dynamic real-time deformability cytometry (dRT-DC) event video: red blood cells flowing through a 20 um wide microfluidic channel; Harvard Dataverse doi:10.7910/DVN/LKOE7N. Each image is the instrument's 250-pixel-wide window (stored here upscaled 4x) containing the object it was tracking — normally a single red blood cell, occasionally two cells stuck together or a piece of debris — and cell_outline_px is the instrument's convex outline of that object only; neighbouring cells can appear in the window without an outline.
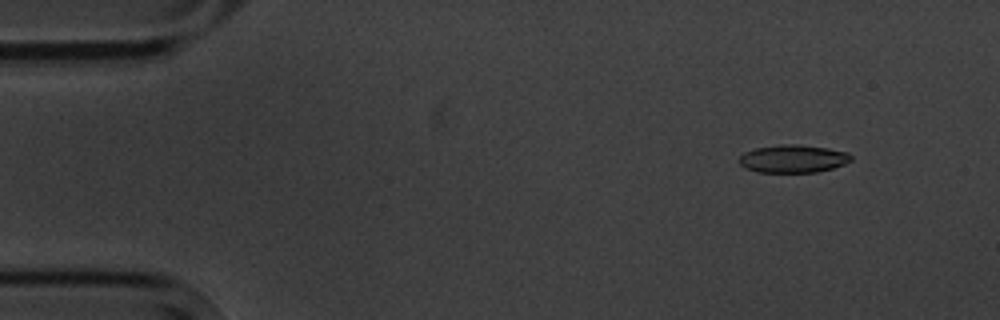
{"species": "common noctule bat (a hibernating species)", "species_latin": "Nyctalus noctula", "temperature_condition": "cold", "stored_images_in_passage": 6, "camera_frame_rate_fps": 3000, "um_per_image_px": 0.085, "animal": {"sex": "male", "body_mass_g": 20.1, "forearm_length_mm": 53.5}, "frame": {"image": 1, "passage_image": 2, "time_ms": 1.333, "image_size_px": [1000, 320], "cell_outline_px": [[852, 160], [844, 164], [832, 168], [816, 172], [756, 172], [744, 168], [736, 160], [744, 152], [756, 148], [784, 144], [796, 144], [828, 148], [848, 152], [852, 156]], "centroid_in_image_um": [67.39, 13.49], "position_along_channel_um": 17.6, "area_um2": 18.26}}
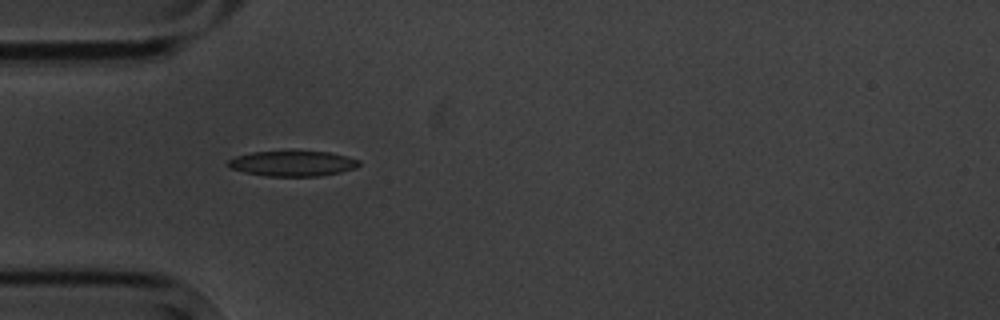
{"frame": {"image": 2, "passage_image": 5, "time_ms": 5.0, "image_size_px": [1000, 320], "cell_outline_px": [[360, 164], [356, 168], [340, 172], [320, 176], [268, 176], [244, 172], [228, 168], [228, 160], [236, 156], [252, 152], [292, 148], [328, 152], [360, 160]], "centroid_in_image_um": [24.85, 13.85], "position_along_channel_um": 60.2, "area_um2": 20.17}}
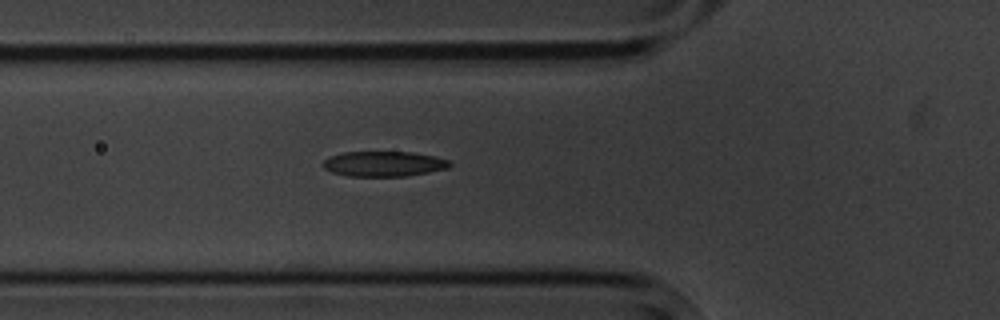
{"frame": {"image": 3, "passage_image": 6, "time_ms": 6.0, "image_size_px": [1000, 320], "cell_outline_px": [[452, 164], [448, 168], [408, 176], [348, 176], [332, 172], [324, 168], [320, 164], [324, 160], [340, 152], [412, 152], [432, 156], [448, 160]], "centroid_in_image_um": [32.59, 13.93], "position_along_channel_um": 93.2, "area_um2": 18.55}}